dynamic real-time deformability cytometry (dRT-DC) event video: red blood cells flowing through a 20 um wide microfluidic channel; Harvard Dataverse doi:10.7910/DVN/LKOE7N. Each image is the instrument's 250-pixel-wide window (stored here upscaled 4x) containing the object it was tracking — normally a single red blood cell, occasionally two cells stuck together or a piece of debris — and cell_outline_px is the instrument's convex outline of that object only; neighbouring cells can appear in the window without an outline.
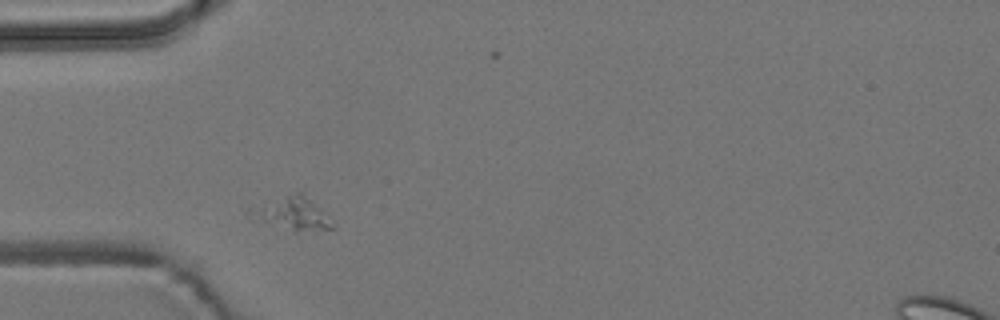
{"species": "common noctule bat (a hibernating species)", "species_latin": "Nyctalus noctula", "temperature_condition": "room temperature", "stored_images_in_passage": 5, "camera_frame_rate_fps": 3000, "um_per_image_px": 0.085, "animal": {"sex": "male", "body_mass_g": 19.2, "forearm_length_mm": 51.8}, "frame": {"image": 1, "passage_image": 4, "time_ms": 1.0, "image_size_px": [1000, 320], "cell_outline_px": [[336, 224], [332, 228], [296, 232], [244, 216], [244, 212], [248, 208], [296, 192], [304, 192]], "centroid_in_image_um": [24.8, 18.15], "position_along_channel_um": 60.2, "area_um2": 15.9}}
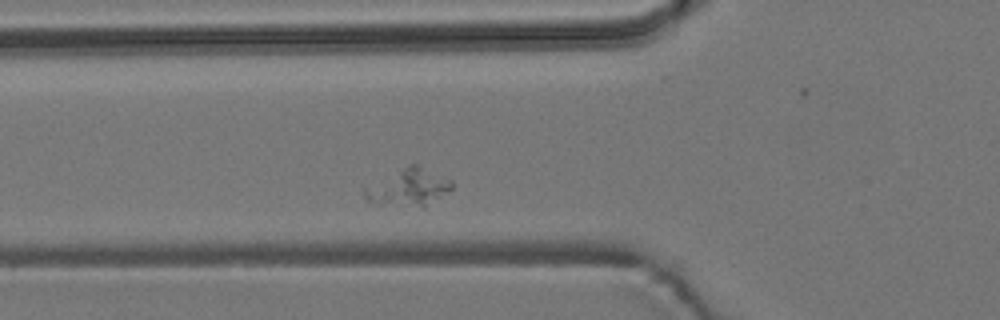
{"frame": {"image": 2, "passage_image": 5, "time_ms": 1.333, "image_size_px": [1000, 320], "cell_outline_px": [[452, 188], [424, 208], [368, 204], [364, 200], [364, 188], [408, 164], [416, 164], [452, 180]], "centroid_in_image_um": [34.68, 15.98], "position_along_channel_um": 91.1, "area_um2": 19.07}}